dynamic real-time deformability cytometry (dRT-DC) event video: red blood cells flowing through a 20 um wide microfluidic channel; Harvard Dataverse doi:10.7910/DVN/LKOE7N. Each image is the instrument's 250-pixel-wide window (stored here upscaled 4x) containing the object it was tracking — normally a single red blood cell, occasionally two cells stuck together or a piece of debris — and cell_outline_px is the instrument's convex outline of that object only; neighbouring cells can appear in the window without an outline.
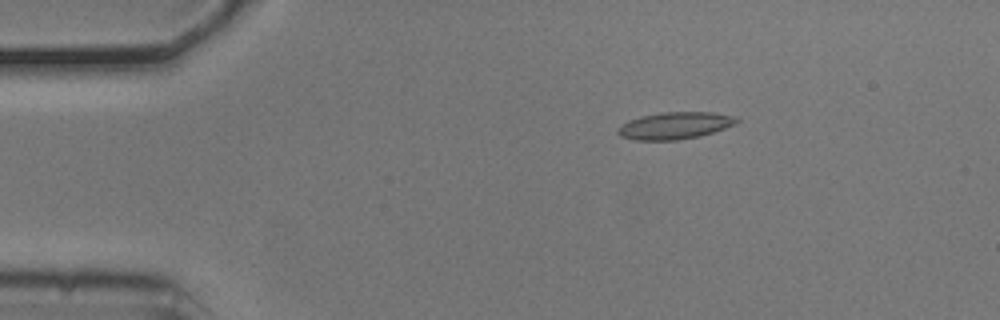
{"species": "common noctule bat (a hibernating species)", "species_latin": "Nyctalus noctula", "temperature_condition": "cold", "stored_images_in_passage": 46, "camera_frame_rate_fps": 3000, "um_per_image_px": 0.085, "animal": {"sex": "male", "body_mass_g": 20.5, "forearm_length_mm": 52.5}, "frame": {"image": 1, "passage_image": 1, "time_ms": 0.0, "image_size_px": [1000, 320], "cell_outline_px": [[740, 120], [736, 124], [700, 136], [676, 140], [636, 140], [620, 136], [616, 132], [616, 128], [620, 124], [628, 120], [640, 116], [660, 112], [712, 112], [736, 116]], "centroid_in_image_um": [57.33, 10.66], "position_along_channel_um": 27.7, "area_um2": 18.9}}
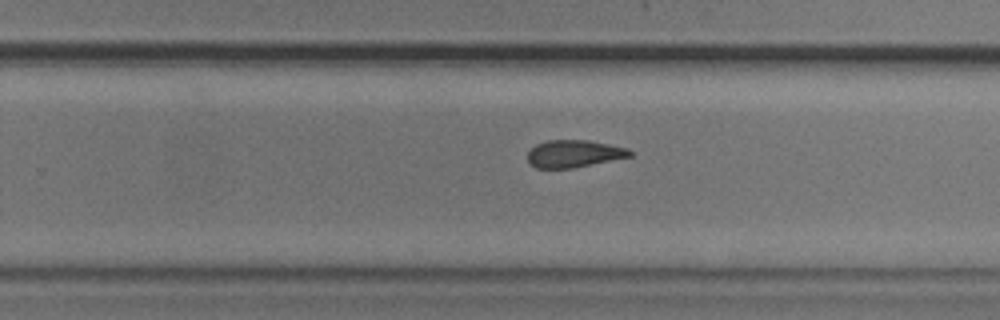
{"frame": {"image": 2, "passage_image": 26, "time_ms": 8.333, "image_size_px": [1000, 320], "cell_outline_px": [[632, 156], [572, 168], [536, 168], [528, 164], [528, 152], [536, 144], [548, 140], [588, 140], [628, 148], [632, 152]], "centroid_in_image_um": [48.76, 13.06], "position_along_channel_um": 281.0, "area_um2": 16.24}}
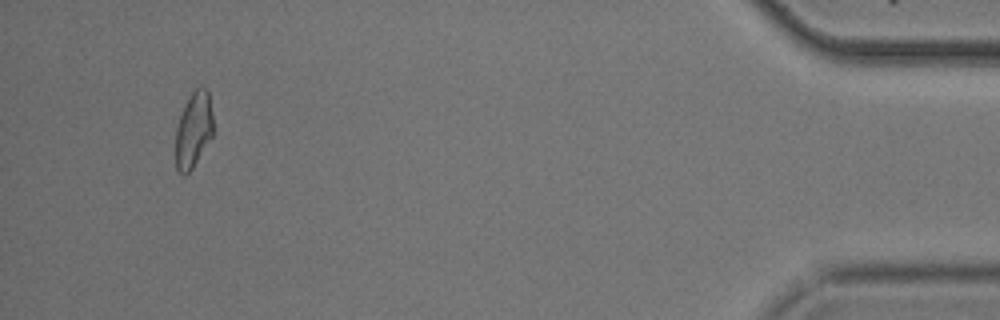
{"frame": {"image": 3, "passage_image": 43, "time_ms": 14.0, "image_size_px": [1000, 320], "cell_outline_px": [[212, 136], [192, 168], [184, 176], [176, 168], [176, 128], [180, 116], [192, 92], [196, 88], [204, 88], [208, 92], [212, 116]], "centroid_in_image_um": [16.44, 11.07], "position_along_channel_um": 418.8, "area_um2": 16.01}, "authors_computed_cell_mechanics": {"area_um2": 17.3689, "velocity_mm_per_s": 3.7247, "shape_relaxation_time_tau1_ms": 10.6466, "shape_relaxation_time_tau2_ms": 8.6532, "deformation_change_tau1": 0.1916, "deformation_change_tau2": 0.1633}}